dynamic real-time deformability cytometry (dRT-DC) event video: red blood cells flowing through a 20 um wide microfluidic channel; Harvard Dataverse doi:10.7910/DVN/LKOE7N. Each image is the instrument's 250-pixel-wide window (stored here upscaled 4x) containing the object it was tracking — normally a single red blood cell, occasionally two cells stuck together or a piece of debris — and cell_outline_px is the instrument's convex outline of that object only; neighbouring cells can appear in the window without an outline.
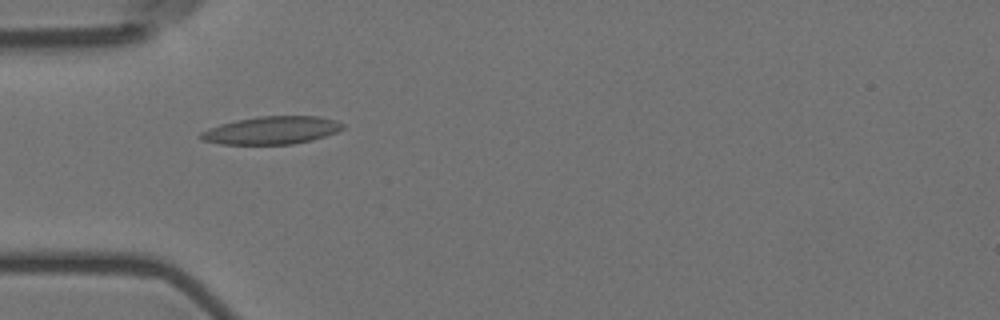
{"species": "Egyptian fruit bat (a non-hibernating species)", "species_latin": "Rousettus aegyptiacus", "temperature_condition": "room temperature", "stored_images_in_passage": 36, "camera_frame_rate_fps": 3000, "um_per_image_px": 0.085, "animal": {"sex": "female"}, "frame": {"image": 1, "passage_image": 4, "time_ms": 1.0, "image_size_px": [1000, 320], "cell_outline_px": [[344, 128], [336, 132], [312, 140], [292, 144], [220, 144], [200, 140], [200, 132], [208, 128], [220, 124], [236, 120], [260, 116], [316, 116], [336, 120], [344, 124]], "centroid_in_image_um": [23.07, 11.07], "position_along_channel_um": 61.9, "area_um2": 23.0}}
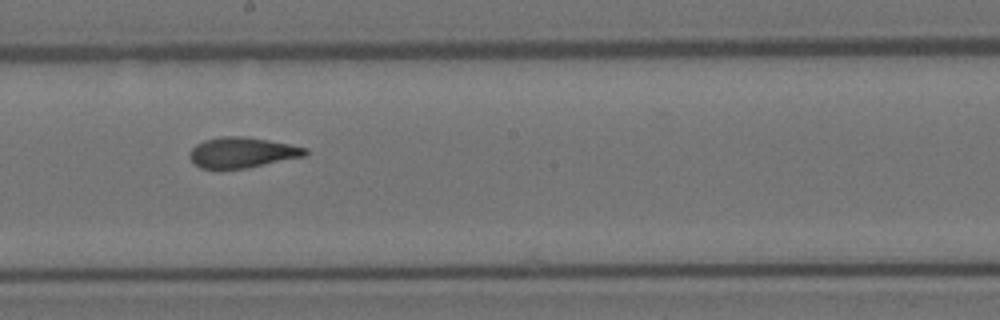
{"frame": {"image": 2, "passage_image": 18, "time_ms": 5.667, "image_size_px": [1000, 320], "cell_outline_px": [[308, 156], [244, 168], [200, 168], [192, 160], [188, 152], [196, 144], [204, 140], [224, 136], [244, 136], [268, 140], [308, 148]], "centroid_in_image_um": [20.61, 12.95], "position_along_channel_um": 227.6, "area_um2": 20.4}}
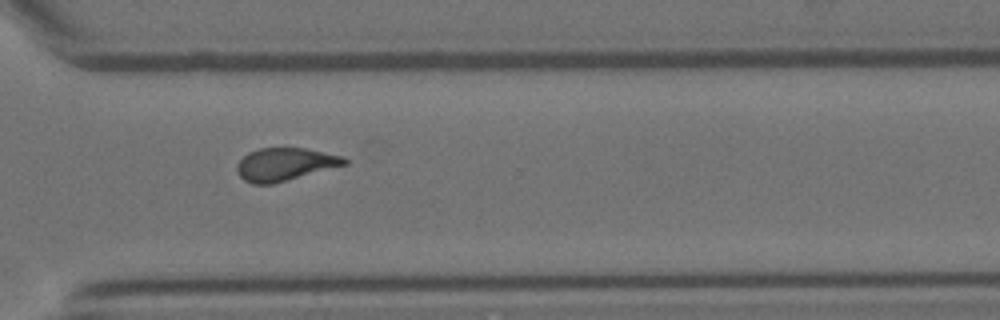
{"frame": {"image": 3, "passage_image": 28, "time_ms": 9.0, "image_size_px": [1000, 320], "cell_outline_px": [[348, 164], [272, 184], [252, 184], [244, 180], [240, 176], [236, 168], [240, 160], [248, 152], [260, 148], [304, 148], [344, 156], [348, 160]], "centroid_in_image_um": [24.23, 13.96], "position_along_channel_um": 346.4, "area_um2": 20.46}, "authors_computed_cell_mechanics": {"area_um2": 21.097, "velocity_mm_per_s": 3.5787, "shape_relaxation_time_tau1_ms": 10.947, "shape_relaxation_time_tau2_ms": 2.24, "deformation_change_tau1": 0.2433, "deformation_change_tau2": 0.095}}